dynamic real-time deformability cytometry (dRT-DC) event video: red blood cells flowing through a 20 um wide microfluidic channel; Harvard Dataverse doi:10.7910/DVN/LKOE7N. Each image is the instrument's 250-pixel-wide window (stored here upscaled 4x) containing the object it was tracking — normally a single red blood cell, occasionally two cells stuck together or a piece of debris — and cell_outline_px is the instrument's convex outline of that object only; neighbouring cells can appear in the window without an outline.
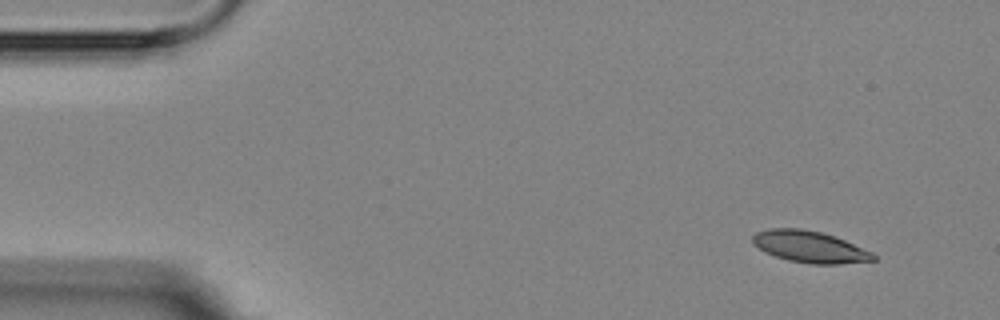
{"species": "Egyptian fruit bat (a non-hibernating species)", "species_latin": "Rousettus aegyptiacus", "temperature_condition": "room temperature", "stored_images_in_passage": 4, "camera_frame_rate_fps": 3000, "um_per_image_px": 0.085, "animal": {"sex": "female"}, "frame": {"image": 1, "passage_image": 1, "time_ms": 0.0, "image_size_px": [1000, 320], "cell_outline_px": [[876, 260], [840, 264], [812, 264], [788, 260], [764, 252], [752, 244], [752, 236], [756, 232], [768, 228], [800, 228], [820, 232], [844, 240], [872, 252], [876, 256]], "centroid_in_image_um": [68.79, 20.98], "position_along_channel_um": 16.2, "area_um2": 22.2}}